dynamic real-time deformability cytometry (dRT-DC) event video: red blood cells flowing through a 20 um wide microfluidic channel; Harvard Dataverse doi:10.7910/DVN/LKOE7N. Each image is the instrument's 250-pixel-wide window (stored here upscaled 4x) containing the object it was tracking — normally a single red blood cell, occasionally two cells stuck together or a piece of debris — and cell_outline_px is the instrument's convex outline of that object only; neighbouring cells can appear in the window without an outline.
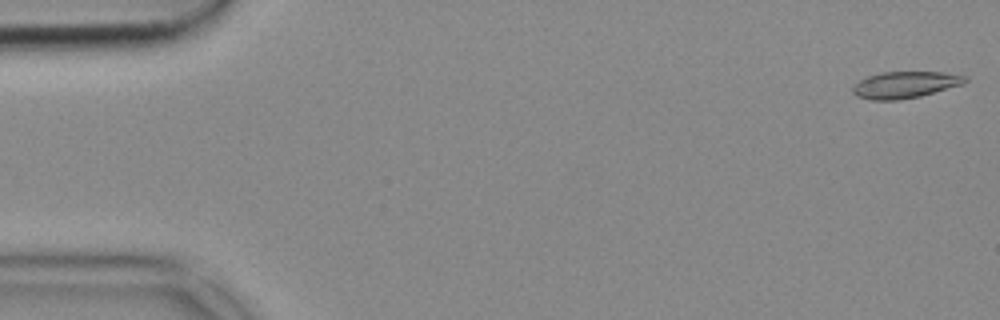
{"species": "common noctule bat (a hibernating species)", "species_latin": "Nyctalus noctula", "temperature_condition": "cold", "stored_images_in_passage": 53, "camera_frame_rate_fps": 3000, "um_per_image_px": 0.085, "animal": {"sex": "female", "body_mass_g": 18.4}, "frame": {"image": 1, "passage_image": 1, "time_ms": 0.0, "image_size_px": [1000, 320], "cell_outline_px": [[968, 80], [964, 84], [920, 96], [896, 100], [872, 100], [856, 96], [852, 92], [852, 88], [860, 80], [868, 76], [880, 72], [944, 72], [968, 76]], "centroid_in_image_um": [76.95, 7.2], "position_along_channel_um": 8.0, "area_um2": 17.46}}
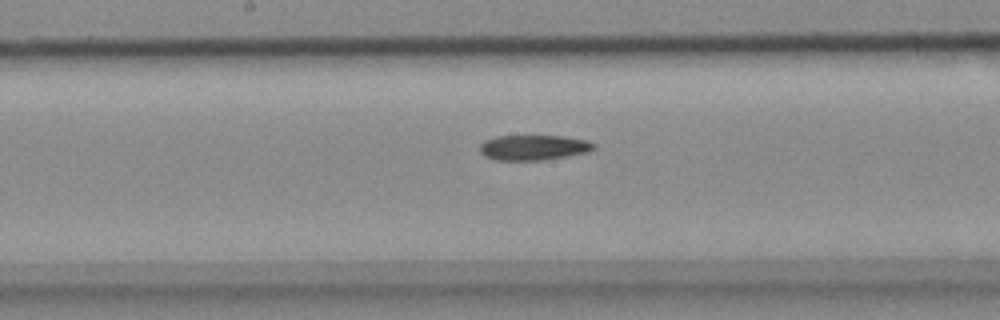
{"frame": {"image": 2, "passage_image": 27, "time_ms": 8.667, "image_size_px": [1000, 320], "cell_outline_px": [[596, 148], [588, 152], [544, 160], [496, 160], [484, 156], [480, 152], [480, 144], [484, 140], [496, 136], [564, 136], [588, 140], [596, 144]], "centroid_in_image_um": [45.36, 12.53], "position_along_channel_um": 202.8, "area_um2": 16.88}}
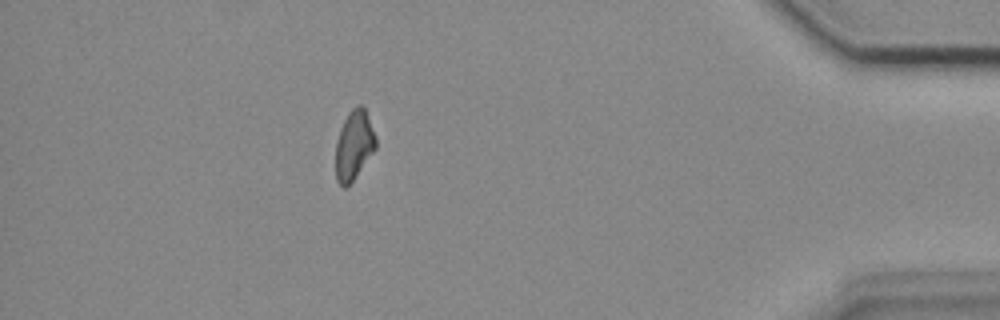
{"frame": {"image": 3, "passage_image": 47, "time_ms": 15.333, "image_size_px": [1000, 320], "cell_outline_px": [[376, 148], [352, 180], [344, 188], [336, 180], [336, 140], [340, 128], [348, 112], [356, 104], [360, 104], [364, 108], [376, 136]], "centroid_in_image_um": [30.08, 12.3], "position_along_channel_um": 405.1, "area_um2": 16.01}}